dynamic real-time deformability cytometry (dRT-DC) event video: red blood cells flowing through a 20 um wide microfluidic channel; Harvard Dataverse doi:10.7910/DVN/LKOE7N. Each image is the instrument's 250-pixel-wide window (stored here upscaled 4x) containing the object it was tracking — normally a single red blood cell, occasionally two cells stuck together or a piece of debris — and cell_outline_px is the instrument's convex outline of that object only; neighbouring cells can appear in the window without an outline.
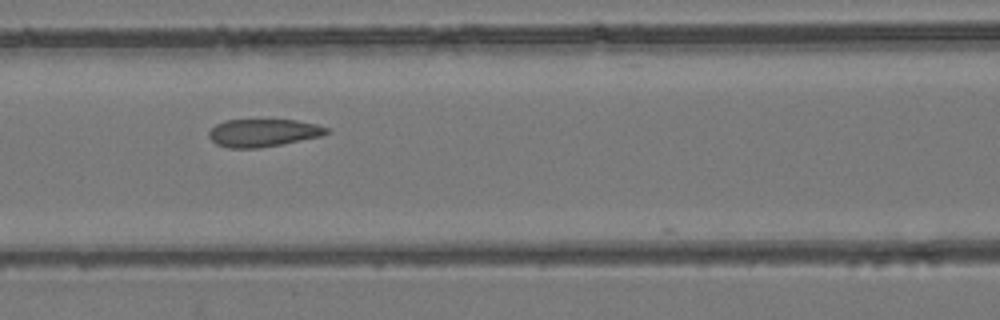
{"species": "common noctule bat (a hibernating species)", "species_latin": "Nyctalus noctula", "temperature_condition": "room temperature", "stored_images_in_passage": 8, "camera_frame_rate_fps": 3000, "um_per_image_px": 0.085, "animal": {"sex": "female", "body_mass_g": 24.6, "forearm_length_mm": 56.2}, "frame": {"image": 1, "passage_image": 6, "time_ms": 7.0, "image_size_px": [1000, 320], "cell_outline_px": [[332, 132], [324, 136], [260, 148], [228, 148], [216, 144], [208, 136], [208, 132], [216, 124], [224, 120], [296, 120], [316, 124], [328, 128]], "centroid_in_image_um": [22.4, 11.29], "position_along_channel_um": 144.2, "area_um2": 19.19}}
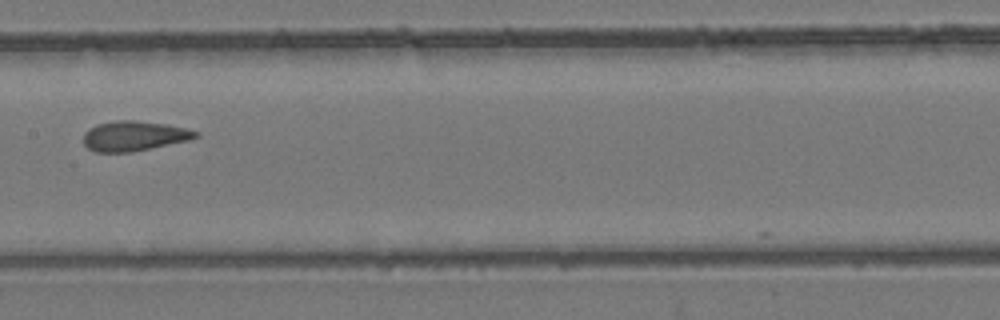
{"frame": {"image": 2, "passage_image": 7, "time_ms": 8.333, "image_size_px": [1000, 320], "cell_outline_px": [[200, 136], [188, 140], [132, 152], [96, 152], [88, 148], [84, 144], [84, 132], [96, 124], [112, 120], [132, 120], [168, 124], [188, 128], [200, 132]], "centroid_in_image_um": [11.41, 11.54], "position_along_channel_um": 196.0, "area_um2": 19.71}}
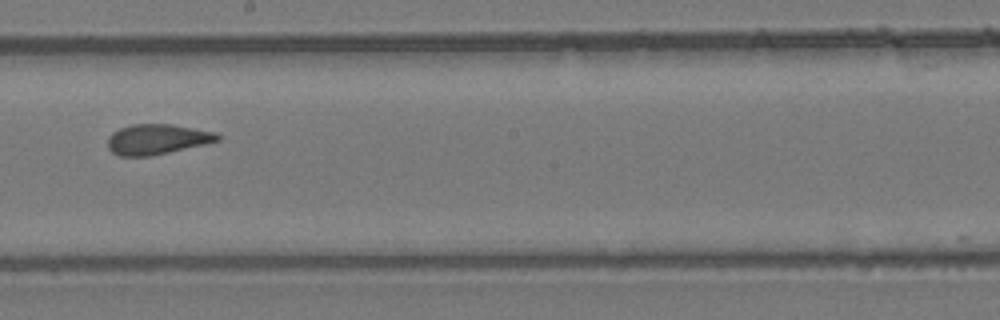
{"frame": {"image": 3, "passage_image": 8, "time_ms": 9.333, "image_size_px": [1000, 320], "cell_outline_px": [[220, 140], [204, 144], [168, 152], [148, 156], [120, 156], [112, 152], [108, 148], [108, 136], [112, 132], [120, 128], [132, 124], [172, 124], [216, 132], [220, 136]], "centroid_in_image_um": [13.33, 11.83], "position_along_channel_um": 234.9, "area_um2": 19.25}}